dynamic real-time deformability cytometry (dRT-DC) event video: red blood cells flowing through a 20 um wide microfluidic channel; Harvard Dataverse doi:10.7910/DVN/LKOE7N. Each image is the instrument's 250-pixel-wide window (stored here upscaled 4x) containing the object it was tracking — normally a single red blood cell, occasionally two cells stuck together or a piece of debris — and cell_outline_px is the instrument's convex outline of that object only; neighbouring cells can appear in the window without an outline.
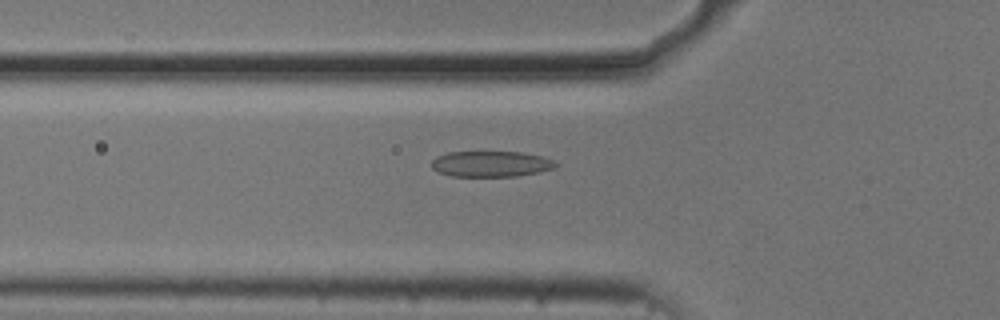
{"species": "common noctule bat (a hibernating species)", "species_latin": "Nyctalus noctula", "temperature_condition": "cold", "stored_images_in_passage": 33, "camera_frame_rate_fps": 3000, "um_per_image_px": 0.085, "animal": {"sex": "male", "body_mass_g": 20.5, "forearm_length_mm": 52.5}, "frame": {"image": 1, "passage_image": 2, "time_ms": 0.333, "image_size_px": [1000, 320], "cell_outline_px": [[560, 164], [556, 168], [540, 172], [516, 176], [452, 176], [440, 172], [432, 168], [432, 160], [436, 156], [448, 152], [520, 152], [544, 156]], "centroid_in_image_um": [41.78, 13.93], "position_along_channel_um": 84.0, "area_um2": 18.73}}
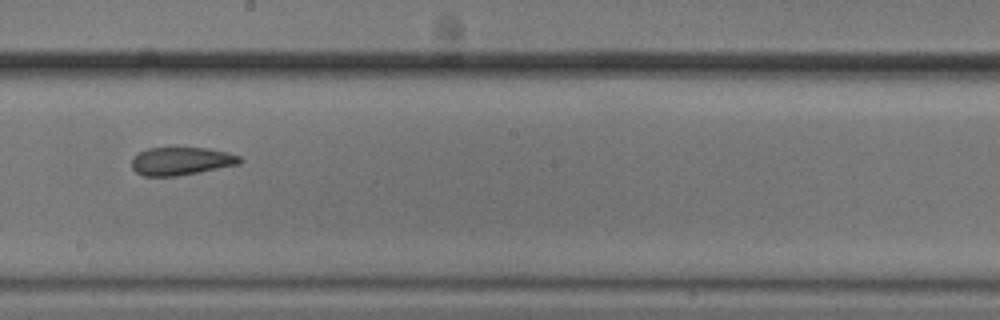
{"frame": {"image": 2, "passage_image": 14, "time_ms": 4.333, "image_size_px": [1000, 320], "cell_outline_px": [[244, 160], [240, 164], [200, 172], [176, 176], [144, 176], [136, 172], [132, 168], [132, 156], [148, 148], [208, 148], [228, 152], [240, 156]], "centroid_in_image_um": [15.42, 13.69], "position_along_channel_um": 232.8, "area_um2": 17.74}}
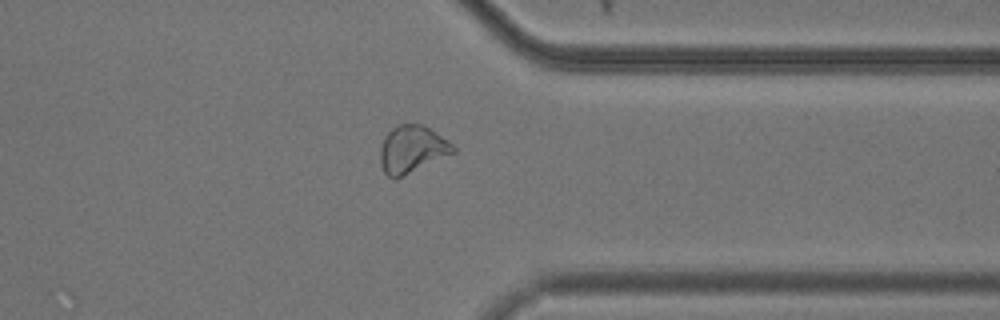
{"frame": {"image": 3, "passage_image": 26, "time_ms": 8.333, "image_size_px": [1000, 320], "cell_outline_px": [[456, 152], [400, 176], [388, 176], [384, 172], [380, 164], [380, 148], [384, 136], [392, 128], [400, 124], [424, 124], [448, 140], [456, 148]], "centroid_in_image_um": [35.02, 12.64], "position_along_channel_um": 376.4, "area_um2": 19.77}}